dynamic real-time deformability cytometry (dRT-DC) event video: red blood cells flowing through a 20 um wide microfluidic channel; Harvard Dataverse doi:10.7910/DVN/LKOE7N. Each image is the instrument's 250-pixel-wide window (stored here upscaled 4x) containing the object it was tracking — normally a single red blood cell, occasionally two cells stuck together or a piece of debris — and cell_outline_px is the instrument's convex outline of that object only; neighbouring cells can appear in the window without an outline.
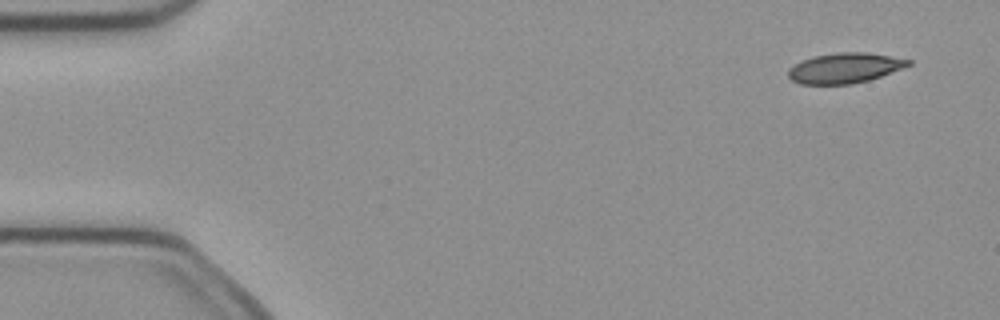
{"species": "common noctule bat (a hibernating species)", "species_latin": "Nyctalus noctula", "temperature_condition": "cold", "stored_images_in_passage": 4, "camera_frame_rate_fps": 3000, "um_per_image_px": 0.085, "animal": {"sex": "female", "body_mass_g": 21.9}, "frame": {"image": 1, "passage_image": 1, "time_ms": 0.0, "image_size_px": [1000, 320], "cell_outline_px": [[912, 64], [904, 68], [868, 80], [852, 84], [800, 84], [792, 80], [788, 76], [788, 68], [812, 56], [836, 52], [868, 52], [912, 60]], "centroid_in_image_um": [71.81, 5.77], "position_along_channel_um": 13.2, "area_um2": 21.15}}
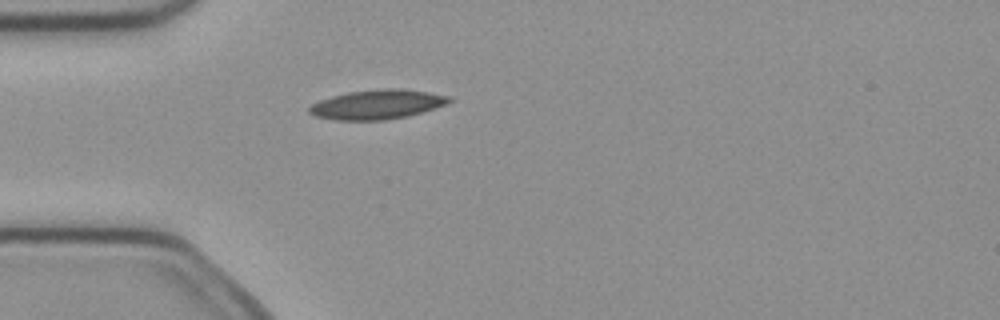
{"frame": {"image": 2, "passage_image": 4, "time_ms": 1.0, "image_size_px": [1000, 320], "cell_outline_px": [[452, 100], [448, 104], [436, 108], [408, 116], [384, 120], [336, 120], [316, 116], [308, 112], [308, 108], [312, 104], [320, 100], [332, 96], [348, 92], [388, 88], [400, 88], [428, 92], [452, 96]], "centroid_in_image_um": [32.1, 8.88], "position_along_channel_um": 52.9, "area_um2": 24.04}}